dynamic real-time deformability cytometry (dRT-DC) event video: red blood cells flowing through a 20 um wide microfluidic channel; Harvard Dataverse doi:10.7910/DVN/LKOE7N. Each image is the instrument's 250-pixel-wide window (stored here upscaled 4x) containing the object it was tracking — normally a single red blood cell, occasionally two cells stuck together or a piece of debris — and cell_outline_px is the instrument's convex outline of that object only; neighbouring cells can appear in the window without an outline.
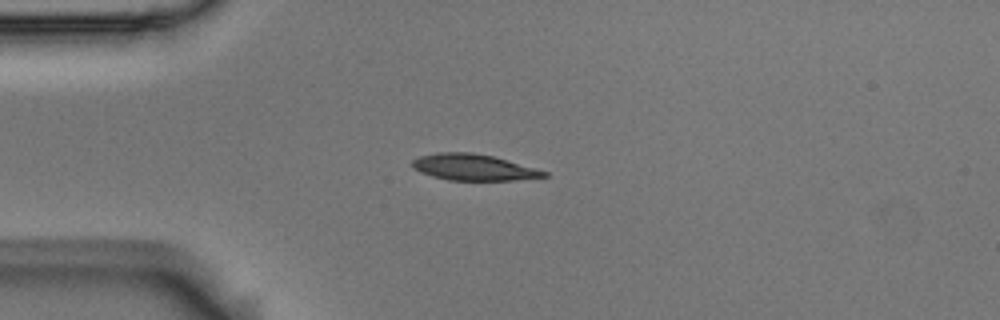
{"species": "Egyptian fruit bat (a non-hibernating species)", "species_latin": "Rousettus aegyptiacus", "temperature_condition": "room temperature", "stored_images_in_passage": 8, "camera_frame_rate_fps": 3000, "um_per_image_px": 0.085, "animal": {"sex": "male"}, "frame": {"image": 1, "passage_image": 2, "time_ms": 0.333, "image_size_px": [1000, 320], "cell_outline_px": [[548, 176], [512, 180], [448, 180], [432, 176], [420, 172], [412, 168], [412, 160], [420, 156], [436, 152], [472, 152], [492, 156], [536, 168], [548, 172]], "centroid_in_image_um": [40.21, 14.21], "position_along_channel_um": 44.8, "area_um2": 20.06}}
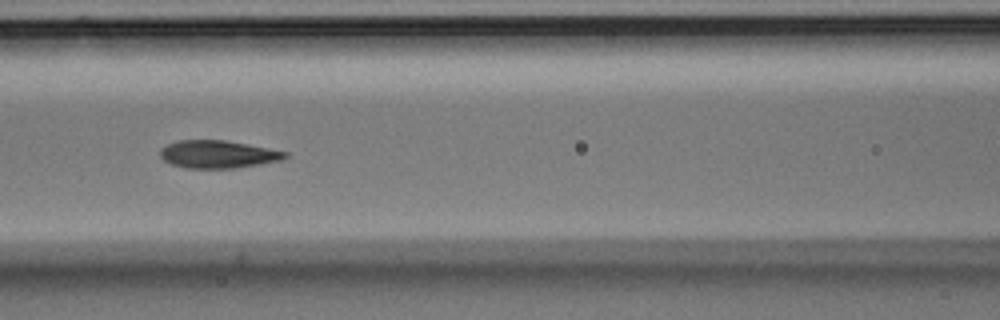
{"frame": {"image": 2, "passage_image": 5, "time_ms": 1.333, "image_size_px": [1000, 320], "cell_outline_px": [[288, 156], [280, 160], [260, 164], [232, 168], [184, 168], [172, 164], [164, 160], [160, 156], [160, 148], [168, 144], [180, 140], [224, 140], [288, 152]], "centroid_in_image_um": [18.49, 13.11], "position_along_channel_um": 148.1, "area_um2": 19.94}}
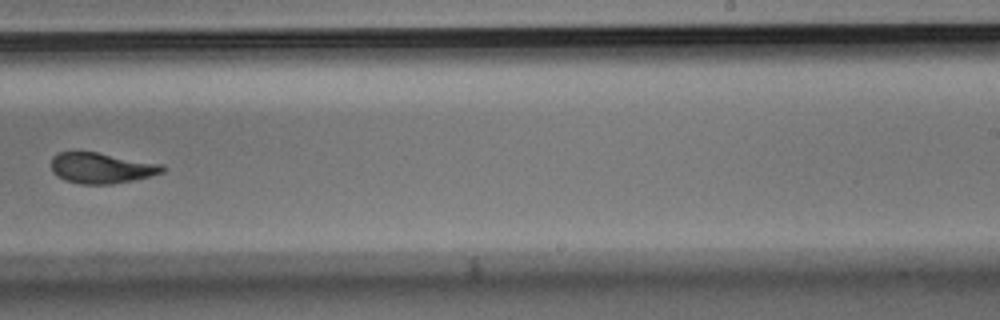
{"frame": {"image": 3, "passage_image": 8, "time_ms": 2.333, "image_size_px": [1000, 320], "cell_outline_px": [[164, 172], [132, 180], [112, 184], [80, 184], [64, 180], [56, 176], [52, 172], [52, 156], [56, 152], [96, 152], [164, 164]], "centroid_in_image_um": [8.59, 14.28], "position_along_channel_um": 280.4, "area_um2": 19.88}}